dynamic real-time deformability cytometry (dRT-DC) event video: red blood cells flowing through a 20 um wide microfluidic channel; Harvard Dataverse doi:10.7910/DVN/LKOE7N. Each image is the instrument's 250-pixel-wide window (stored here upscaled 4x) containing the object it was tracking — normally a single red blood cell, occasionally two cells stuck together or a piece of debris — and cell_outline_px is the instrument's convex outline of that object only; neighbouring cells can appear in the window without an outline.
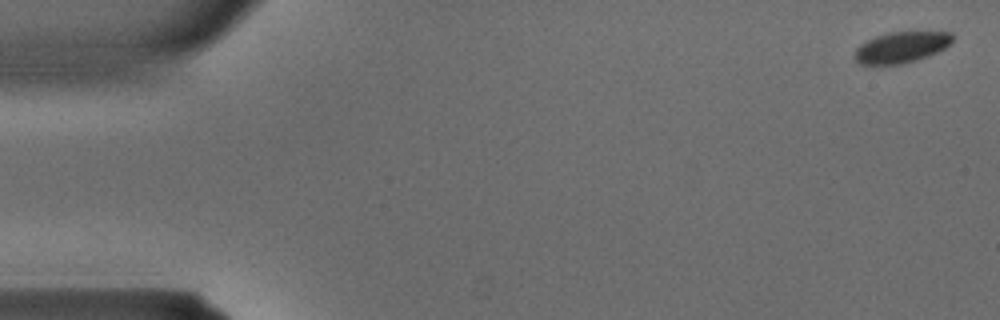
{"species": "common noctule bat (a hibernating species)", "species_latin": "Nyctalus noctula", "temperature_condition": "warm", "stored_images_in_passage": 36, "camera_frame_rate_fps": 3000, "um_per_image_px": 0.085, "animal": {"sex": "male", "body_mass_g": 15.6}, "frame": {"image": 1, "passage_image": 1, "time_ms": 0.0, "image_size_px": [1000, 320], "cell_outline_px": [[952, 40], [944, 48], [928, 56], [904, 64], [872, 68], [860, 64], [852, 56], [856, 48], [860, 44], [876, 36], [888, 32], [952, 32]], "centroid_in_image_um": [76.5, 4.07], "position_along_channel_um": 8.5, "area_um2": 18.21}}
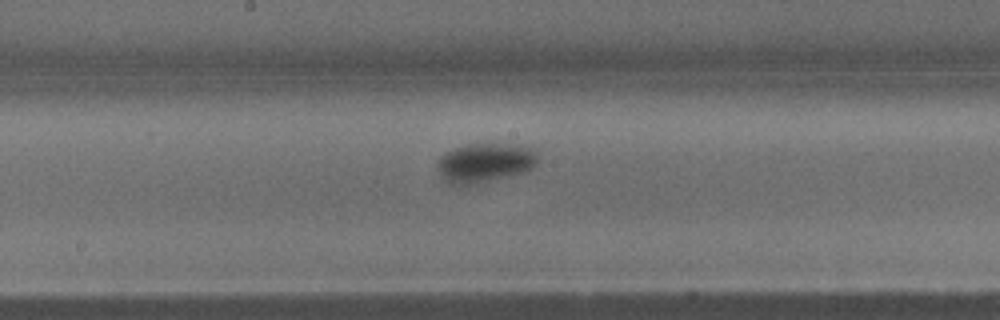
{"frame": {"image": 2, "passage_image": 19, "time_ms": 6.0, "image_size_px": [1000, 320], "cell_outline_px": [[540, 156], [536, 164], [528, 172], [468, 184], [448, 184], [444, 180], [436, 168], [436, 164], [440, 156], [456, 148], [468, 144], [528, 144]], "centroid_in_image_um": [41.27, 13.81], "position_along_channel_um": 206.9, "area_um2": 23.12}}
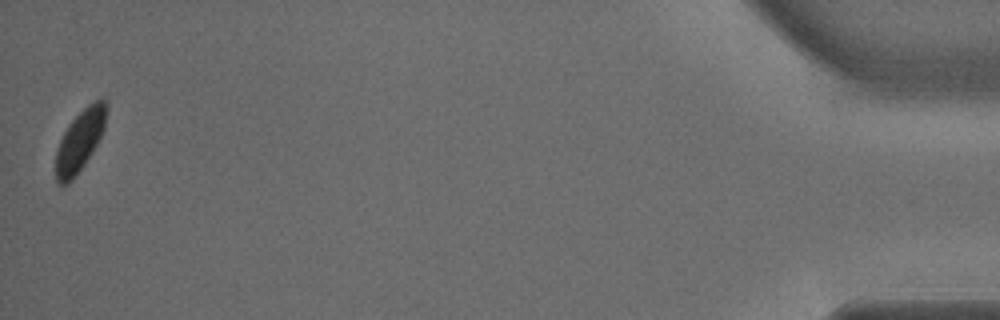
{"frame": {"image": 3, "passage_image": 36, "time_ms": 11.667, "image_size_px": [1000, 320], "cell_outline_px": [[108, 108], [104, 128], [96, 144], [84, 164], [72, 180], [68, 184], [60, 184], [56, 180], [56, 148], [68, 124], [88, 104], [104, 96], [108, 100]], "centroid_in_image_um": [6.81, 11.89], "position_along_channel_um": 428.4, "area_um2": 18.03}}